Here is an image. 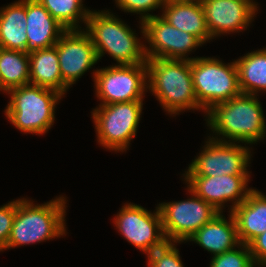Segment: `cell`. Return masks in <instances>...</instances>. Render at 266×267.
Here are the masks:
<instances>
[{"instance_id":"cell-18","label":"cell","mask_w":266,"mask_h":267,"mask_svg":"<svg viewBox=\"0 0 266 267\" xmlns=\"http://www.w3.org/2000/svg\"><path fill=\"white\" fill-rule=\"evenodd\" d=\"M227 220L222 212L218 213L210 222L196 231L188 241H193L213 254V256L232 250L241 244L237 225L230 212Z\"/></svg>"},{"instance_id":"cell-4","label":"cell","mask_w":266,"mask_h":267,"mask_svg":"<svg viewBox=\"0 0 266 267\" xmlns=\"http://www.w3.org/2000/svg\"><path fill=\"white\" fill-rule=\"evenodd\" d=\"M98 61L107 52L118 65L146 63L145 45L127 24L107 11H91L86 24Z\"/></svg>"},{"instance_id":"cell-29","label":"cell","mask_w":266,"mask_h":267,"mask_svg":"<svg viewBox=\"0 0 266 267\" xmlns=\"http://www.w3.org/2000/svg\"><path fill=\"white\" fill-rule=\"evenodd\" d=\"M255 265L266 266V231L248 244Z\"/></svg>"},{"instance_id":"cell-28","label":"cell","mask_w":266,"mask_h":267,"mask_svg":"<svg viewBox=\"0 0 266 267\" xmlns=\"http://www.w3.org/2000/svg\"><path fill=\"white\" fill-rule=\"evenodd\" d=\"M16 214V200L0 207V251L6 250Z\"/></svg>"},{"instance_id":"cell-14","label":"cell","mask_w":266,"mask_h":267,"mask_svg":"<svg viewBox=\"0 0 266 267\" xmlns=\"http://www.w3.org/2000/svg\"><path fill=\"white\" fill-rule=\"evenodd\" d=\"M250 175L185 176L188 188L223 213L224 203L231 201L230 212L246 200Z\"/></svg>"},{"instance_id":"cell-25","label":"cell","mask_w":266,"mask_h":267,"mask_svg":"<svg viewBox=\"0 0 266 267\" xmlns=\"http://www.w3.org/2000/svg\"><path fill=\"white\" fill-rule=\"evenodd\" d=\"M237 248L213 256L210 267H255L248 245L241 243Z\"/></svg>"},{"instance_id":"cell-23","label":"cell","mask_w":266,"mask_h":267,"mask_svg":"<svg viewBox=\"0 0 266 267\" xmlns=\"http://www.w3.org/2000/svg\"><path fill=\"white\" fill-rule=\"evenodd\" d=\"M30 84L28 52L0 48V91Z\"/></svg>"},{"instance_id":"cell-15","label":"cell","mask_w":266,"mask_h":267,"mask_svg":"<svg viewBox=\"0 0 266 267\" xmlns=\"http://www.w3.org/2000/svg\"><path fill=\"white\" fill-rule=\"evenodd\" d=\"M211 38L221 34L247 29L256 15L257 4L253 1L200 0Z\"/></svg>"},{"instance_id":"cell-10","label":"cell","mask_w":266,"mask_h":267,"mask_svg":"<svg viewBox=\"0 0 266 267\" xmlns=\"http://www.w3.org/2000/svg\"><path fill=\"white\" fill-rule=\"evenodd\" d=\"M251 152L246 146L221 142L209 137L199 156L189 165L184 176L250 175L247 171Z\"/></svg>"},{"instance_id":"cell-2","label":"cell","mask_w":266,"mask_h":267,"mask_svg":"<svg viewBox=\"0 0 266 267\" xmlns=\"http://www.w3.org/2000/svg\"><path fill=\"white\" fill-rule=\"evenodd\" d=\"M146 65L148 89L168 114L201 109L194 91L190 60L155 58L147 59Z\"/></svg>"},{"instance_id":"cell-3","label":"cell","mask_w":266,"mask_h":267,"mask_svg":"<svg viewBox=\"0 0 266 267\" xmlns=\"http://www.w3.org/2000/svg\"><path fill=\"white\" fill-rule=\"evenodd\" d=\"M66 202L62 196L41 205H34L33 201L25 198L17 199L6 249L65 235Z\"/></svg>"},{"instance_id":"cell-26","label":"cell","mask_w":266,"mask_h":267,"mask_svg":"<svg viewBox=\"0 0 266 267\" xmlns=\"http://www.w3.org/2000/svg\"><path fill=\"white\" fill-rule=\"evenodd\" d=\"M175 242H167L147 255L148 267H184Z\"/></svg>"},{"instance_id":"cell-13","label":"cell","mask_w":266,"mask_h":267,"mask_svg":"<svg viewBox=\"0 0 266 267\" xmlns=\"http://www.w3.org/2000/svg\"><path fill=\"white\" fill-rule=\"evenodd\" d=\"M82 30H65L56 43L62 81L68 88L98 62L92 39Z\"/></svg>"},{"instance_id":"cell-5","label":"cell","mask_w":266,"mask_h":267,"mask_svg":"<svg viewBox=\"0 0 266 267\" xmlns=\"http://www.w3.org/2000/svg\"><path fill=\"white\" fill-rule=\"evenodd\" d=\"M7 93L11 97L5 115L17 129L41 135L52 127L56 104L63 95L31 84L13 88Z\"/></svg>"},{"instance_id":"cell-30","label":"cell","mask_w":266,"mask_h":267,"mask_svg":"<svg viewBox=\"0 0 266 267\" xmlns=\"http://www.w3.org/2000/svg\"><path fill=\"white\" fill-rule=\"evenodd\" d=\"M164 1H182V0H164Z\"/></svg>"},{"instance_id":"cell-9","label":"cell","mask_w":266,"mask_h":267,"mask_svg":"<svg viewBox=\"0 0 266 267\" xmlns=\"http://www.w3.org/2000/svg\"><path fill=\"white\" fill-rule=\"evenodd\" d=\"M191 198L159 204L164 235L168 242L180 243L188 239L218 213L211 204L189 188Z\"/></svg>"},{"instance_id":"cell-6","label":"cell","mask_w":266,"mask_h":267,"mask_svg":"<svg viewBox=\"0 0 266 267\" xmlns=\"http://www.w3.org/2000/svg\"><path fill=\"white\" fill-rule=\"evenodd\" d=\"M191 73L198 105L205 112L241 94L235 61L224 64L213 57H196Z\"/></svg>"},{"instance_id":"cell-17","label":"cell","mask_w":266,"mask_h":267,"mask_svg":"<svg viewBox=\"0 0 266 267\" xmlns=\"http://www.w3.org/2000/svg\"><path fill=\"white\" fill-rule=\"evenodd\" d=\"M160 15L170 25L197 37L203 44L211 40L200 0L165 1Z\"/></svg>"},{"instance_id":"cell-19","label":"cell","mask_w":266,"mask_h":267,"mask_svg":"<svg viewBox=\"0 0 266 267\" xmlns=\"http://www.w3.org/2000/svg\"><path fill=\"white\" fill-rule=\"evenodd\" d=\"M235 218L238 237L248 245L266 231V195L252 189L245 201L231 212Z\"/></svg>"},{"instance_id":"cell-27","label":"cell","mask_w":266,"mask_h":267,"mask_svg":"<svg viewBox=\"0 0 266 267\" xmlns=\"http://www.w3.org/2000/svg\"><path fill=\"white\" fill-rule=\"evenodd\" d=\"M164 2V0H115L116 5L124 12L140 14L142 22L150 17L158 16L148 12L155 11L159 7L162 9Z\"/></svg>"},{"instance_id":"cell-1","label":"cell","mask_w":266,"mask_h":267,"mask_svg":"<svg viewBox=\"0 0 266 267\" xmlns=\"http://www.w3.org/2000/svg\"><path fill=\"white\" fill-rule=\"evenodd\" d=\"M207 114V126L221 135V142L253 144L266 137V122L256 95L243 94L214 105ZM224 137V138H223ZM224 139V140H223ZM229 139V140H228Z\"/></svg>"},{"instance_id":"cell-22","label":"cell","mask_w":266,"mask_h":267,"mask_svg":"<svg viewBox=\"0 0 266 267\" xmlns=\"http://www.w3.org/2000/svg\"><path fill=\"white\" fill-rule=\"evenodd\" d=\"M235 63L241 93L257 95L266 91V48L248 52Z\"/></svg>"},{"instance_id":"cell-31","label":"cell","mask_w":266,"mask_h":267,"mask_svg":"<svg viewBox=\"0 0 266 267\" xmlns=\"http://www.w3.org/2000/svg\"><path fill=\"white\" fill-rule=\"evenodd\" d=\"M236 1H253V0H236Z\"/></svg>"},{"instance_id":"cell-7","label":"cell","mask_w":266,"mask_h":267,"mask_svg":"<svg viewBox=\"0 0 266 267\" xmlns=\"http://www.w3.org/2000/svg\"><path fill=\"white\" fill-rule=\"evenodd\" d=\"M143 100L99 105L92 111L97 140L104 148L124 152L136 136Z\"/></svg>"},{"instance_id":"cell-21","label":"cell","mask_w":266,"mask_h":267,"mask_svg":"<svg viewBox=\"0 0 266 267\" xmlns=\"http://www.w3.org/2000/svg\"><path fill=\"white\" fill-rule=\"evenodd\" d=\"M26 0L0 9V48L28 52Z\"/></svg>"},{"instance_id":"cell-20","label":"cell","mask_w":266,"mask_h":267,"mask_svg":"<svg viewBox=\"0 0 266 267\" xmlns=\"http://www.w3.org/2000/svg\"><path fill=\"white\" fill-rule=\"evenodd\" d=\"M30 84L48 88L64 95L69 89L62 81L56 45L28 52Z\"/></svg>"},{"instance_id":"cell-12","label":"cell","mask_w":266,"mask_h":267,"mask_svg":"<svg viewBox=\"0 0 266 267\" xmlns=\"http://www.w3.org/2000/svg\"><path fill=\"white\" fill-rule=\"evenodd\" d=\"M140 22L141 33L150 45L149 48L145 47L147 59L191 61L194 57L187 58V53L203 45L197 37L175 28L161 16H153Z\"/></svg>"},{"instance_id":"cell-11","label":"cell","mask_w":266,"mask_h":267,"mask_svg":"<svg viewBox=\"0 0 266 267\" xmlns=\"http://www.w3.org/2000/svg\"><path fill=\"white\" fill-rule=\"evenodd\" d=\"M155 210L151 213L142 206L126 203L113 220L121 235L146 255L168 242L158 206Z\"/></svg>"},{"instance_id":"cell-16","label":"cell","mask_w":266,"mask_h":267,"mask_svg":"<svg viewBox=\"0 0 266 267\" xmlns=\"http://www.w3.org/2000/svg\"><path fill=\"white\" fill-rule=\"evenodd\" d=\"M28 52L56 45L66 30L38 0H26Z\"/></svg>"},{"instance_id":"cell-24","label":"cell","mask_w":266,"mask_h":267,"mask_svg":"<svg viewBox=\"0 0 266 267\" xmlns=\"http://www.w3.org/2000/svg\"><path fill=\"white\" fill-rule=\"evenodd\" d=\"M66 30L80 29L79 20L87 24L91 10L83 7V0H38Z\"/></svg>"},{"instance_id":"cell-8","label":"cell","mask_w":266,"mask_h":267,"mask_svg":"<svg viewBox=\"0 0 266 267\" xmlns=\"http://www.w3.org/2000/svg\"><path fill=\"white\" fill-rule=\"evenodd\" d=\"M100 105L143 100L147 91V65H114L93 71Z\"/></svg>"}]
</instances>
